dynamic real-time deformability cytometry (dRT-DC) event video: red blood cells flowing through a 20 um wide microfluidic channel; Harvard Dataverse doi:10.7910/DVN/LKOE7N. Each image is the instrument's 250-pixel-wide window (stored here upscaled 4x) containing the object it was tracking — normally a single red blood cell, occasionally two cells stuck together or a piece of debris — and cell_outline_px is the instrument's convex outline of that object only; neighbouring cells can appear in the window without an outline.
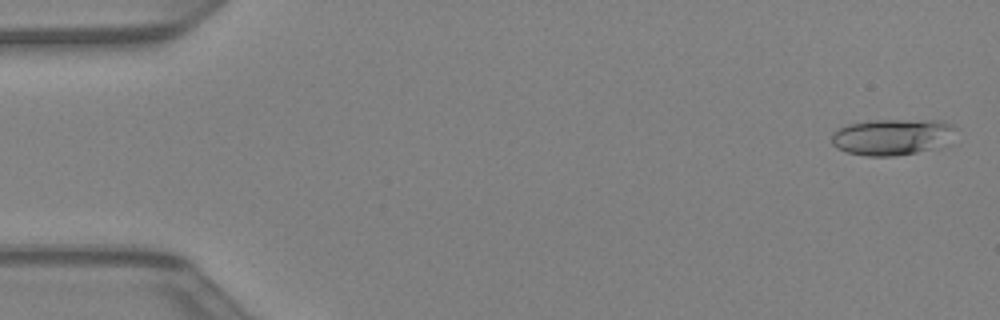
{"species": "Egyptian fruit bat (a non-hibernating species)", "species_latin": "Rousettus aegyptiacus", "temperature_condition": "warm", "stored_images_in_passage": 42, "camera_frame_rate_fps": 3000, "um_per_image_px": 0.085, "animal": {"sex": "female"}, "frame": {"image": 1, "passage_image": 1, "time_ms": 0.0, "image_size_px": [1000, 320], "cell_outline_px": [[948, 128], [928, 148], [916, 152], [896, 156], [864, 156], [848, 152], [836, 148], [832, 144], [832, 132], [848, 124], [872, 120], [940, 120], [948, 124]], "centroid_in_image_um": [75.48, 11.63], "position_along_channel_um": 9.5, "area_um2": 24.33}}
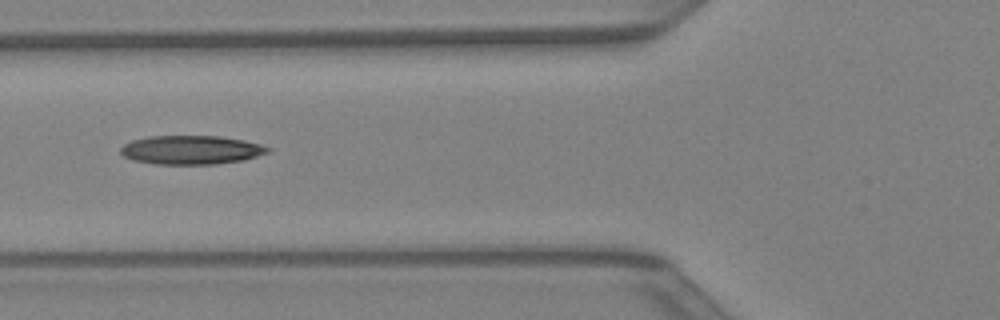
{"frame": {"image": 2, "passage_image": 16, "time_ms": 5.0, "image_size_px": [1000, 320], "cell_outline_px": [[272, 148], [268, 152], [244, 160], [216, 164], [156, 164], [132, 160], [124, 156], [120, 152], [120, 148], [124, 144], [132, 140], [148, 136], [220, 136], [244, 140], [260, 144]], "centroid_in_image_um": [16.24, 12.74], "position_along_channel_um": 109.6, "area_um2": 24.8}}
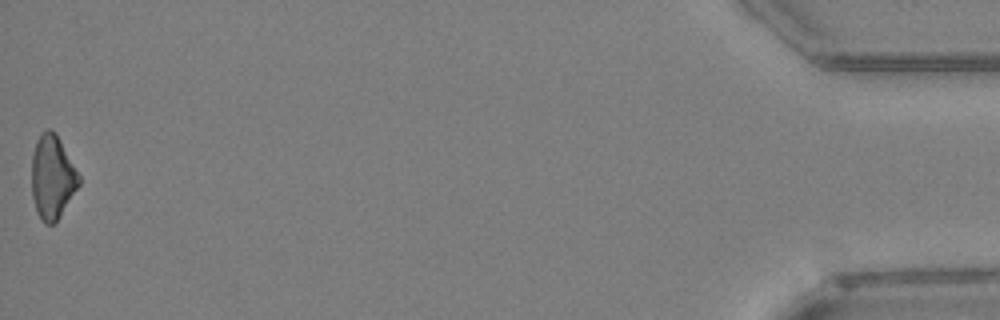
{"frame": {"image": 3, "passage_image": 42, "time_ms": 13.667, "image_size_px": [1000, 320], "cell_outline_px": [[80, 184], [60, 216], [52, 224], [44, 224], [36, 212], [32, 196], [32, 152], [36, 140], [40, 132], [48, 128], [52, 128], [56, 132], [80, 176]], "centroid_in_image_um": [4.43, 15.02], "position_along_channel_um": 430.8, "area_um2": 23.24}}